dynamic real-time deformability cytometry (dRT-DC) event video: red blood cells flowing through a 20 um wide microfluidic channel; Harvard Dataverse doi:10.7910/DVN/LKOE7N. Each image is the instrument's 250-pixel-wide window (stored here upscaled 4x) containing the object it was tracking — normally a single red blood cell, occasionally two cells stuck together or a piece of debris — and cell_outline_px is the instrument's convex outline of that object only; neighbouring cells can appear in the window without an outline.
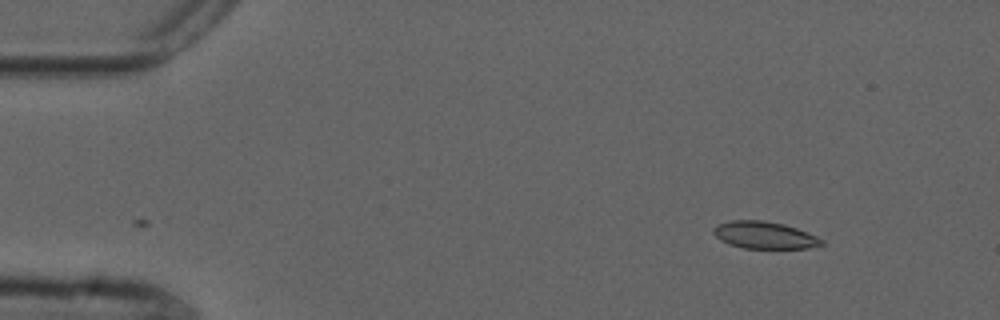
{"species": "common noctule bat (a hibernating species)", "species_latin": "Nyctalus noctula", "temperature_condition": "cold", "stored_images_in_passage": 49, "camera_frame_rate_fps": 3000, "um_per_image_px": 0.085, "animal": {"sex": "male", "forearm_length_mm": 52.5}, "frame": {"image": 1, "passage_image": 1, "time_ms": 0.0, "image_size_px": [1000, 320], "cell_outline_px": [[824, 244], [808, 248], [744, 248], [728, 244], [720, 240], [712, 232], [712, 228], [716, 224], [728, 220], [764, 220], [784, 224], [796, 228], [816, 236], [824, 240]], "centroid_in_image_um": [64.93, 19.97], "position_along_channel_um": 20.1, "area_um2": 17.22}}
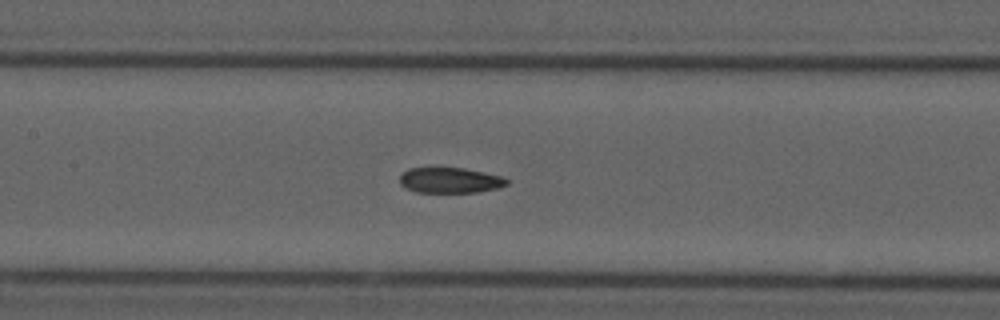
{"frame": {"image": 2, "passage_image": 20, "time_ms": 6.333, "image_size_px": [1000, 320], "cell_outline_px": [[508, 184], [496, 188], [476, 192], [416, 192], [404, 188], [400, 184], [400, 172], [408, 168], [464, 168], [504, 176], [508, 180]], "centroid_in_image_um": [38.22, 15.32], "position_along_channel_um": 169.2, "area_um2": 16.01}}
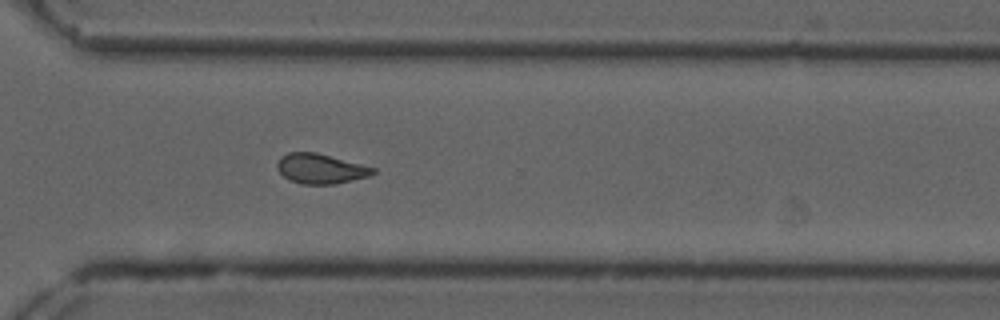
{"frame": {"image": 3, "passage_image": 34, "time_ms": 11.0, "image_size_px": [1000, 320], "cell_outline_px": [[376, 172], [368, 176], [336, 184], [300, 184], [288, 180], [276, 168], [276, 164], [280, 156], [288, 152], [316, 152], [376, 168]], "centroid_in_image_um": [27.21, 14.34], "position_along_channel_um": 343.4, "area_um2": 16.76}, "authors_computed_cell_mechanics": {"area_um2": 17.1666, "velocity_mm_per_s": 3.7484, "shape_relaxation_time_tau1_ms": 9.0433, "shape_relaxation_time_tau2_ms": 3.0697, "deformation_change_tau1": 0.1868, "deformation_change_tau2": 0.0867}}